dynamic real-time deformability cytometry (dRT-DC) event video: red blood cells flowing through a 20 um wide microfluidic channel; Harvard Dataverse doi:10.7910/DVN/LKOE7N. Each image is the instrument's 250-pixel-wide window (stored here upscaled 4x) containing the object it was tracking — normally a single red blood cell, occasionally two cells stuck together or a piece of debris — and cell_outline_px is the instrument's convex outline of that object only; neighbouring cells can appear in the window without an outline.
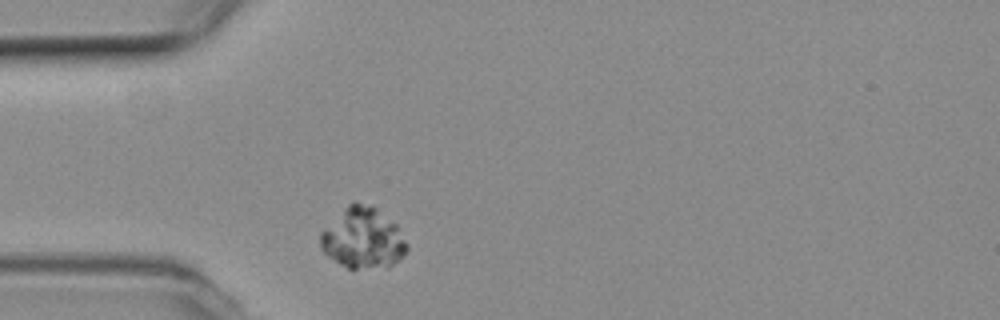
{"species": "common noctule bat (a hibernating species)", "species_latin": "Nyctalus noctula", "temperature_condition": "room temperature", "stored_images_in_passage": 25, "camera_frame_rate_fps": 3000, "um_per_image_px": 0.085, "animal": {"sex": "female", "body_mass_g": 19.3, "forearm_length_mm": 54.1}, "frame": {"image": 1, "passage_image": 1, "time_ms": 0.0, "image_size_px": [1000, 320], "cell_outline_px": [[408, 248], [404, 256], [388, 268], [348, 268], [340, 264], [328, 256], [320, 248], [320, 232], [352, 200], [356, 200], [376, 208], [396, 224], [408, 244]], "centroid_in_image_um": [30.86, 20.25], "position_along_channel_um": 54.1, "area_um2": 30.81}}
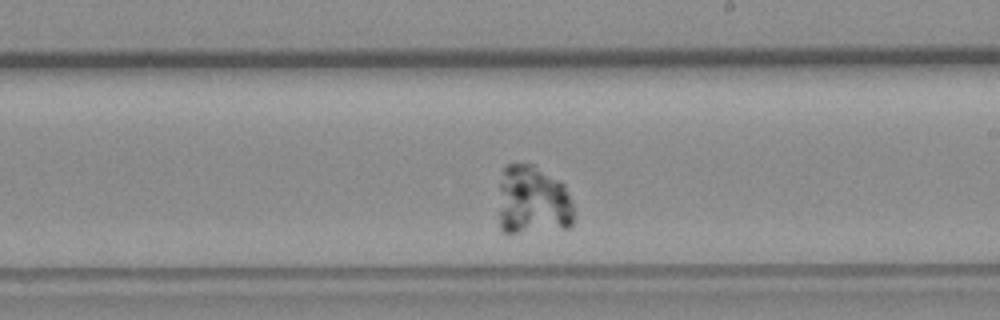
{"frame": {"image": 2, "passage_image": 18, "time_ms": 5.667, "image_size_px": [1000, 320], "cell_outline_px": [[572, 224], [568, 228], [520, 232], [504, 232], [500, 228], [500, 184], [504, 168], [508, 164], [532, 164], [560, 180], [564, 184], [572, 204]], "centroid_in_image_um": [45.29, 17.03], "position_along_channel_um": 243.7, "area_um2": 30.17}}
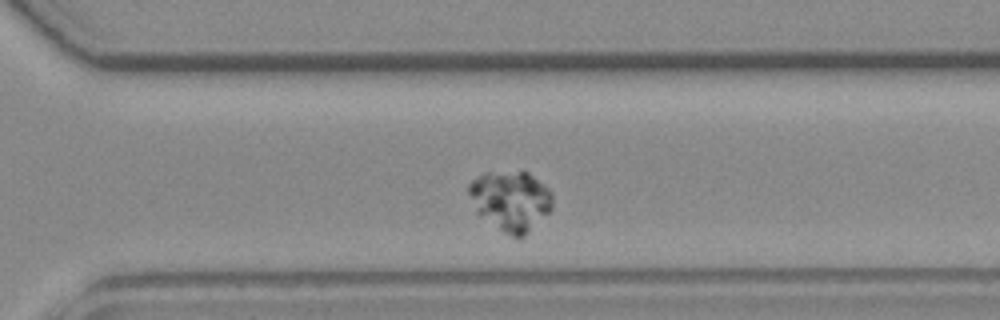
{"frame": {"image": 3, "passage_image": 25, "time_ms": 8.0, "image_size_px": [1000, 320], "cell_outline_px": [[552, 208], [524, 236], [512, 236], [504, 232], [476, 212], [468, 192], [468, 184], [472, 180], [484, 172], [528, 172], [544, 184], [552, 192]], "centroid_in_image_um": [43.4, 17.03], "position_along_channel_um": 327.2, "area_um2": 28.84}}